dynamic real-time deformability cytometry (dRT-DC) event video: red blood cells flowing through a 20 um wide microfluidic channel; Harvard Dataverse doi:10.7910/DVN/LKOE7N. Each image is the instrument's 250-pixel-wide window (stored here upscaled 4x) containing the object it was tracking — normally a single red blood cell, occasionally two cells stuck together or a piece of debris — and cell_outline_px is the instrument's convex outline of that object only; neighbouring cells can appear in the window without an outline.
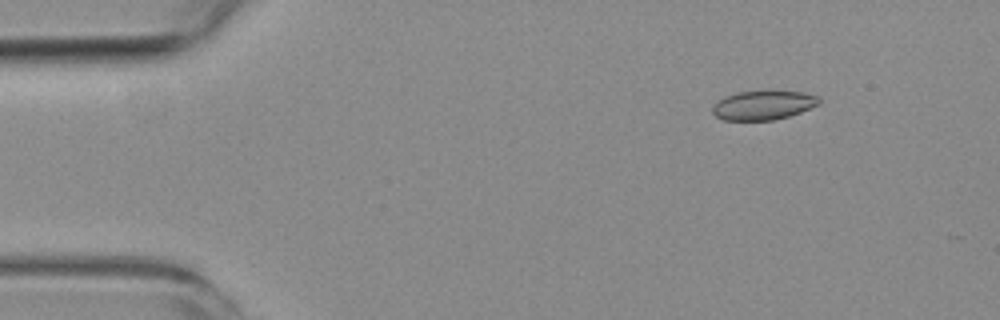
{"species": "common noctule bat (a hibernating species)", "species_latin": "Nyctalus noctula", "temperature_condition": "room temperature", "stored_images_in_passage": 5, "camera_frame_rate_fps": 3000, "um_per_image_px": 0.085, "animal": {"sex": "female", "body_mass_g": 19.3, "forearm_length_mm": 54.1}, "frame": {"image": 1, "passage_image": 2, "time_ms": 1.0, "image_size_px": [1000, 320], "cell_outline_px": [[820, 104], [800, 112], [788, 116], [772, 120], [724, 120], [716, 116], [712, 112], [712, 108], [724, 96], [736, 92], [804, 92], [820, 96]], "centroid_in_image_um": [64.9, 8.95], "position_along_channel_um": 20.1, "area_um2": 17.8}}